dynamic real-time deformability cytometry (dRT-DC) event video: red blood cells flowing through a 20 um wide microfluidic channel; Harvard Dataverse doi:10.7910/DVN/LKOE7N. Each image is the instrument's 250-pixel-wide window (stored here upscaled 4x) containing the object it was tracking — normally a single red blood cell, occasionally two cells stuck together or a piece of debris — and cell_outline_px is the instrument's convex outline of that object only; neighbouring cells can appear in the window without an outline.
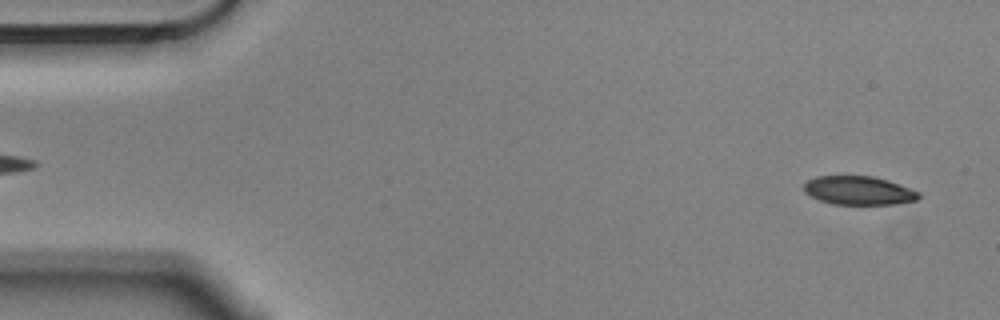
{"species": "Egyptian fruit bat (a non-hibernating species)", "species_latin": "Rousettus aegyptiacus", "temperature_condition": "cold", "stored_images_in_passage": 5, "segment_of_instrument_passage": [2, 2], "camera_frame_rate_fps": 3000, "um_per_image_px": 0.085, "animal": {"sex": "male"}, "frame": {"image": 1, "passage_image": 5, "time_ms": 1.333, "image_size_px": [1000, 320], "cell_outline_px": [[920, 196], [916, 200], [896, 204], [832, 204], [820, 200], [804, 192], [804, 184], [808, 180], [816, 176], [872, 176], [888, 180], [920, 192]], "centroid_in_image_um": [72.99, 16.19], "position_along_channel_um": 12.0, "area_um2": 19.07}}